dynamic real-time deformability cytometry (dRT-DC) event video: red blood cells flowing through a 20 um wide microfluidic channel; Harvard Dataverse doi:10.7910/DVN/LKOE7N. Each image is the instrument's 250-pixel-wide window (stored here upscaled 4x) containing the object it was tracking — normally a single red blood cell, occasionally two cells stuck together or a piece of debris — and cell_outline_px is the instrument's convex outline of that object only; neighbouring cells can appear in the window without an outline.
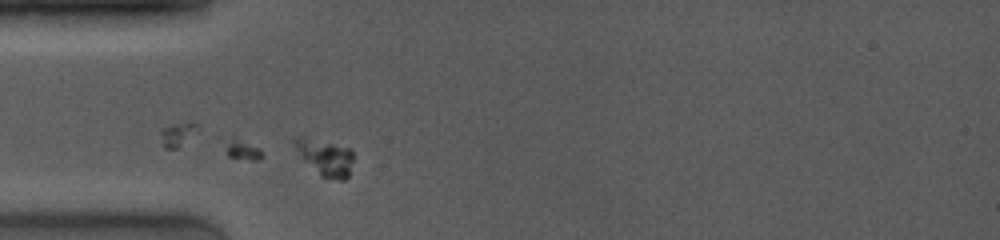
{"species": "common noctule bat (a hibernating species)", "species_latin": "Nyctalus noctula", "temperature_condition": "room temperature", "stored_images_in_passage": 4, "camera_frame_rate_fps": 4000, "um_per_image_px": 0.085, "animal": {"sex": "female", "body_mass_g": 19.0, "forearm_length_mm": 53.3}, "frame": {"image": 1, "passage_image": 4, "time_ms": 3.0, "image_size_px": [1000, 240], "cell_outline_px": [[352, 160], [348, 176], [344, 180], [340, 180], [320, 176], [300, 156], [292, 140], [292, 136], [304, 132], [352, 148]], "centroid_in_image_um": [27.57, 13.23], "position_along_channel_um": 57.4, "area_um2": 13.29}}